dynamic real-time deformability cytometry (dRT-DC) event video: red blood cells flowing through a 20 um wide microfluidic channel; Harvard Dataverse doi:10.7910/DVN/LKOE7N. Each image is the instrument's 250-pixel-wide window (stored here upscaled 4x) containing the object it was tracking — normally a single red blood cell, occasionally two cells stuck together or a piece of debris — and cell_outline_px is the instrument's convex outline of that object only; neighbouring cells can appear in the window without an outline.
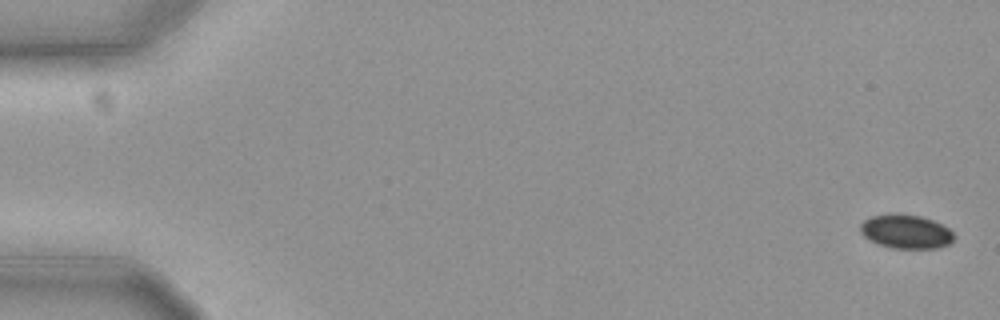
{"species": "common noctule bat (a hibernating species)", "species_latin": "Nyctalus noctula", "temperature_condition": "cold", "stored_images_in_passage": 58, "camera_frame_rate_fps": 3000, "um_per_image_px": 0.085, "animal": {"sex": "female", "body_mass_g": 19.3, "forearm_length_mm": 54.1}, "frame": {"image": 1, "passage_image": 1, "time_ms": 0.0, "image_size_px": [1000, 320], "cell_outline_px": [[956, 236], [948, 244], [936, 248], [892, 248], [880, 244], [864, 236], [860, 232], [860, 224], [864, 220], [872, 216], [892, 212], [900, 212], [920, 216], [932, 220], [948, 228]], "centroid_in_image_um": [76.99, 19.65], "position_along_channel_um": 8.0, "area_um2": 18.55}}
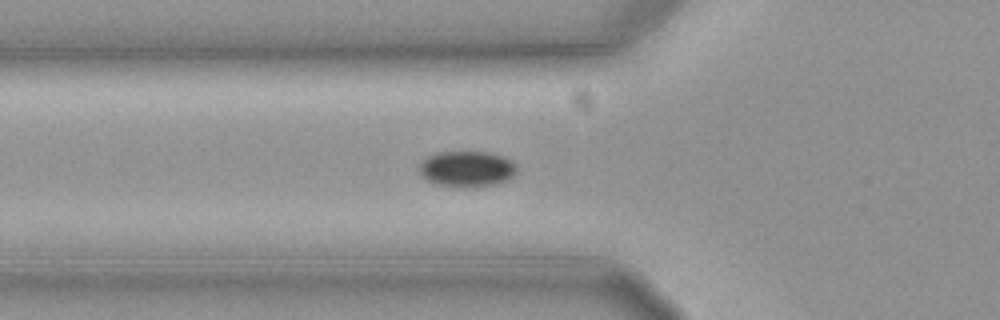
{"frame": {"image": 2, "passage_image": 21, "time_ms": 6.667, "image_size_px": [1000, 320], "cell_outline_px": [[516, 172], [508, 180], [496, 184], [472, 188], [456, 188], [436, 184], [420, 176], [420, 164], [428, 156], [436, 152], [488, 152], [512, 160], [516, 164]], "centroid_in_image_um": [39.68, 14.38], "position_along_channel_um": 86.1, "area_um2": 20.63}}
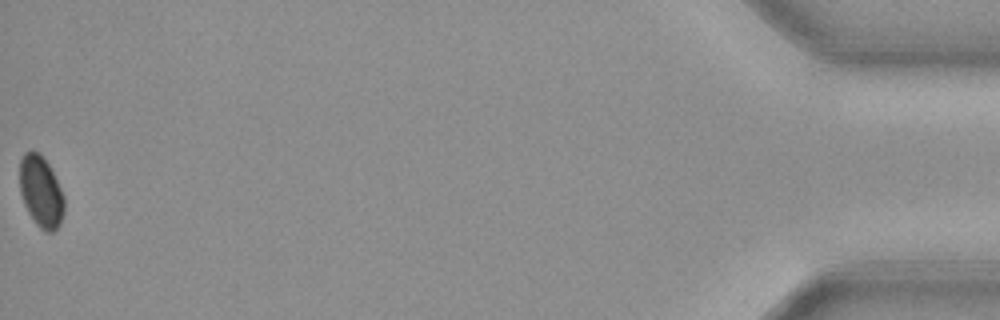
{"frame": {"image": 3, "passage_image": 58, "time_ms": 19.0, "image_size_px": [1000, 320], "cell_outline_px": [[64, 212], [60, 224], [52, 232], [44, 232], [36, 224], [28, 212], [24, 204], [20, 192], [20, 160], [24, 152], [32, 148], [48, 164], [64, 196]], "centroid_in_image_um": [3.47, 16.3], "position_along_channel_um": 431.7, "area_um2": 18.38}}